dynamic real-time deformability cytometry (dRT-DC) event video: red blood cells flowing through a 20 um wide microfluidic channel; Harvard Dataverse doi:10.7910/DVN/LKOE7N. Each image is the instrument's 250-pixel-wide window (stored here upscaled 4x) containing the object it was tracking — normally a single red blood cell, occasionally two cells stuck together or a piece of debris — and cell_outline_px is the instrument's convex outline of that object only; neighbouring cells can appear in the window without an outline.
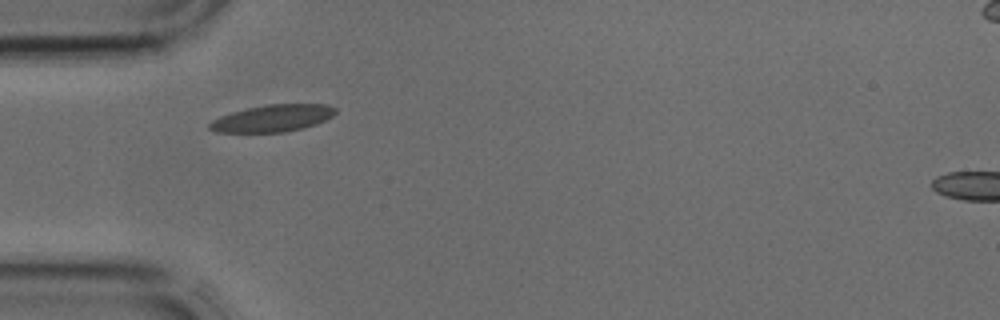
{"species": "common noctule bat (a hibernating species)", "species_latin": "Nyctalus noctula", "temperature_condition": "cold", "stored_images_in_passage": 30, "camera_frame_rate_fps": 3000, "um_per_image_px": 0.085, "animal": {"sex": "male", "body_mass_g": 17.9, "forearm_length_mm": 54.2}, "frame": {"image": 1, "passage_image": 1, "time_ms": 0.0, "image_size_px": [1000, 320], "cell_outline_px": [[336, 112], [332, 116], [316, 124], [284, 132], [216, 132], [208, 128], [208, 124], [212, 120], [220, 116], [232, 112], [248, 108], [268, 104], [328, 104], [336, 108]], "centroid_in_image_um": [23.16, 10.04], "position_along_channel_um": 61.8, "area_um2": 19.65}}
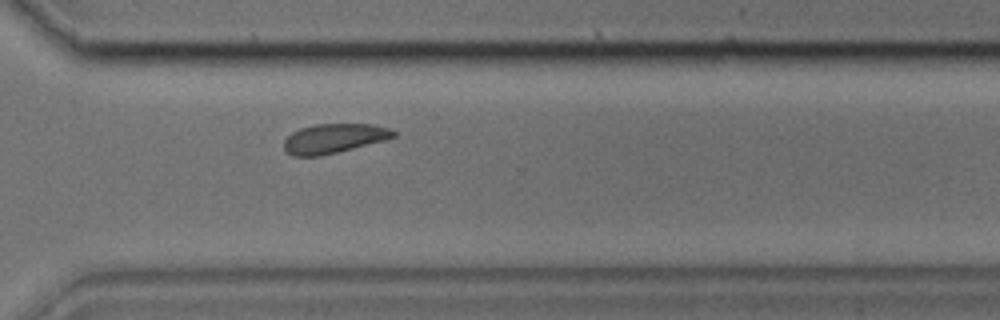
{"frame": {"image": 2, "passage_image": 19, "time_ms": 6.0, "image_size_px": [1000, 320], "cell_outline_px": [[396, 136], [384, 140], [320, 156], [292, 156], [284, 148], [284, 140], [292, 132], [300, 128], [312, 124], [372, 124], [388, 128], [396, 132]], "centroid_in_image_um": [28.35, 11.75], "position_along_channel_um": 342.2, "area_um2": 18.61}}
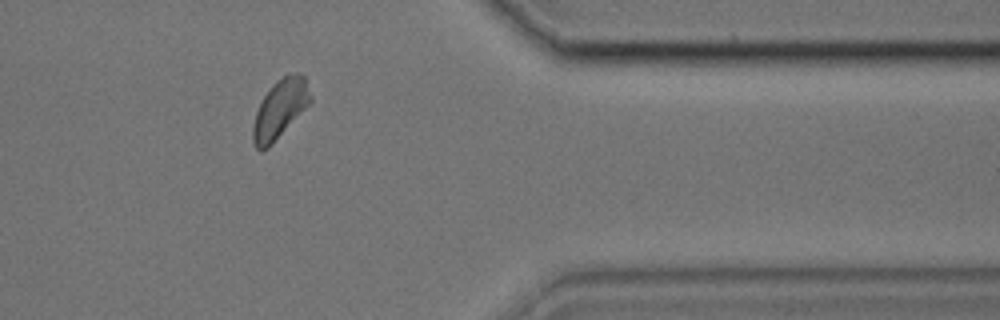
{"frame": {"image": 3, "passage_image": 23, "time_ms": 7.333, "image_size_px": [1000, 320], "cell_outline_px": [[312, 100], [268, 148], [260, 152], [256, 148], [252, 140], [252, 128], [256, 112], [264, 96], [272, 84], [276, 80], [284, 76], [304, 76], [312, 96]], "centroid_in_image_um": [23.76, 9.31], "position_along_channel_um": 387.6, "area_um2": 19.07}}